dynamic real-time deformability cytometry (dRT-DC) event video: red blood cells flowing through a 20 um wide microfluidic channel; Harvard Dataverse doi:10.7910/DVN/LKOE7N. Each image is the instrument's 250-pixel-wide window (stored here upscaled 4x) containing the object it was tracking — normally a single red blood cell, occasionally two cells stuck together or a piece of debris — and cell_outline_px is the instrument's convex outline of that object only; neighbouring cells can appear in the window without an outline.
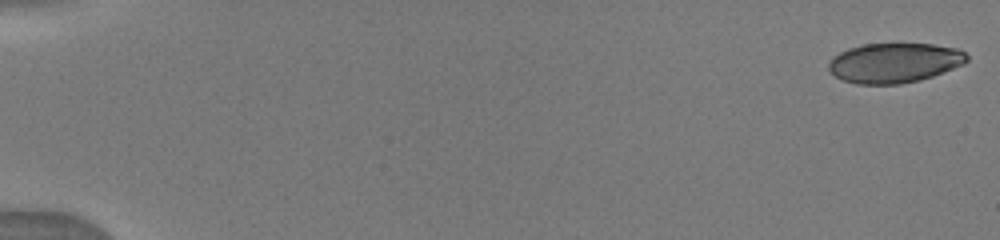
{"species": "human", "species_latin": "Homo sapiens", "temperature_condition": "warm", "stored_images_in_passage": 13, "camera_frame_rate_fps": 3000, "um_per_image_px": 0.085, "donor": {"sex": "male"}, "frame": {"image": 1, "passage_image": 1, "time_ms": 0.0, "image_size_px": [1000, 240], "cell_outline_px": [[968, 60], [964, 64], [932, 76], [920, 80], [900, 84], [856, 84], [844, 80], [828, 72], [828, 64], [832, 56], [848, 48], [864, 44], [896, 40], [932, 44], [956, 48], [964, 52], [968, 56]], "centroid_in_image_um": [76.0, 5.29], "position_along_channel_um": 9.0, "area_um2": 33.06}}
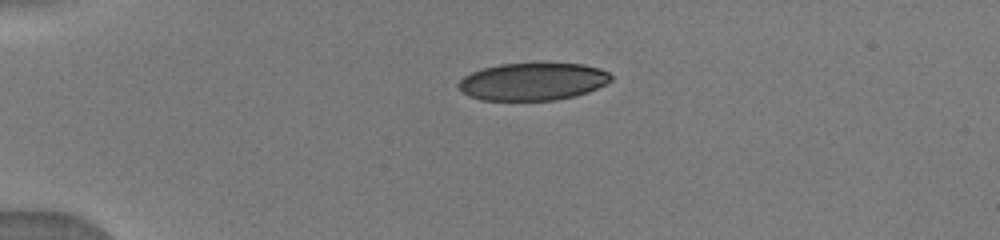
{"frame": {"image": 2, "passage_image": 9, "time_ms": 4.0, "image_size_px": [1000, 240], "cell_outline_px": [[612, 80], [588, 92], [556, 100], [480, 100], [468, 96], [460, 92], [456, 84], [464, 76], [480, 68], [500, 64], [584, 64], [600, 68], [608, 72], [612, 76]], "centroid_in_image_um": [45.23, 6.94], "position_along_channel_um": 39.8, "area_um2": 33.35}}